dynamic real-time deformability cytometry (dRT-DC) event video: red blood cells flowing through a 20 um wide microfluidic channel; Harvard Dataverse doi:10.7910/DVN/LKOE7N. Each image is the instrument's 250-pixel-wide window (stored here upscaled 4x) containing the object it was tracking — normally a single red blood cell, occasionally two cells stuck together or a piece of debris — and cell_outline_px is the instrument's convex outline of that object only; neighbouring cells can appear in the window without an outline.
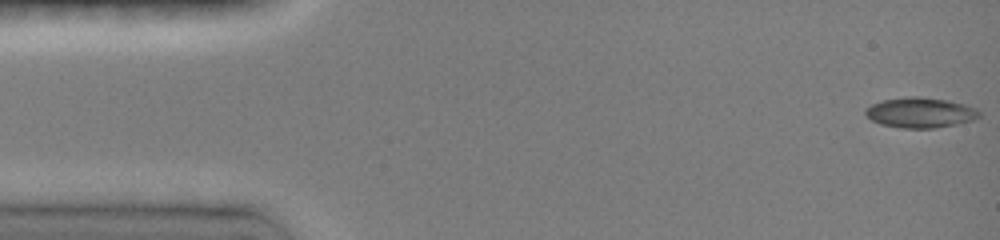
{"species": "common noctule bat (a hibernating species)", "species_latin": "Nyctalus noctula", "temperature_condition": "room temperature", "stored_images_in_passage": 61, "camera_frame_rate_fps": 3000, "um_per_image_px": 0.085, "animal": {"sex": "female", "body_mass_g": 19.0, "forearm_length_mm": 51.5}, "frame": {"image": 1, "passage_image": 1, "time_ms": 0.0, "image_size_px": [1000, 240], "cell_outline_px": [[980, 116], [972, 120], [932, 128], [904, 128], [880, 124], [872, 120], [864, 112], [864, 108], [872, 104], [884, 100], [908, 96], [920, 96], [948, 100], [964, 104], [976, 108], [980, 112]], "centroid_in_image_um": [78.2, 9.55], "position_along_channel_um": 6.8, "area_um2": 19.88}}
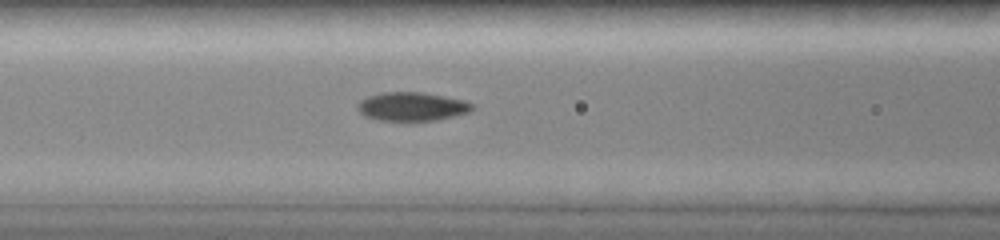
{"frame": {"image": 2, "passage_image": 24, "time_ms": 6.0, "image_size_px": [1000, 240], "cell_outline_px": [[476, 108], [468, 112], [436, 120], [412, 124], [380, 120], [364, 116], [356, 108], [356, 104], [360, 100], [368, 96], [384, 92], [420, 92], [444, 96], [464, 100], [472, 104]], "centroid_in_image_um": [34.98, 9.1], "position_along_channel_um": 131.6, "area_um2": 19.83}}
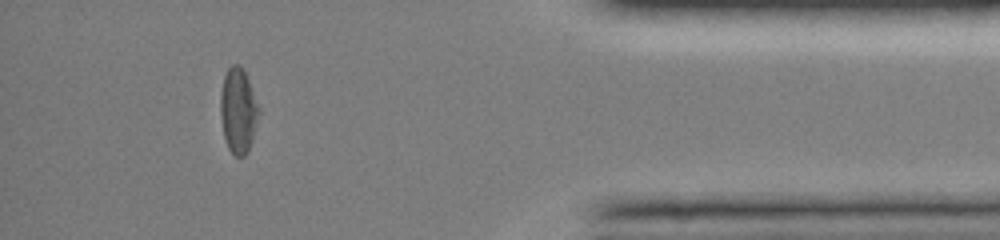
{"frame": {"image": 3, "passage_image": 53, "time_ms": 13.667, "image_size_px": [1000, 240], "cell_outline_px": [[260, 116], [248, 152], [244, 156], [236, 156], [228, 148], [224, 136], [220, 116], [220, 92], [224, 76], [228, 68], [232, 64], [236, 64], [244, 72], [248, 80], [260, 108]], "centroid_in_image_um": [20.25, 9.43], "position_along_channel_um": 414.9, "area_um2": 19.07}, "authors_computed_cell_mechanics": {"area_um2": 19.074, "velocity_mm_per_s": 4.0906, "shape_relaxation_time_tau1_ms": 5.377, "shape_relaxation_time_tau2_ms": 3.9962, "deformation_change_tau1": 0.1728, "deformation_change_tau2": 0.0639}}